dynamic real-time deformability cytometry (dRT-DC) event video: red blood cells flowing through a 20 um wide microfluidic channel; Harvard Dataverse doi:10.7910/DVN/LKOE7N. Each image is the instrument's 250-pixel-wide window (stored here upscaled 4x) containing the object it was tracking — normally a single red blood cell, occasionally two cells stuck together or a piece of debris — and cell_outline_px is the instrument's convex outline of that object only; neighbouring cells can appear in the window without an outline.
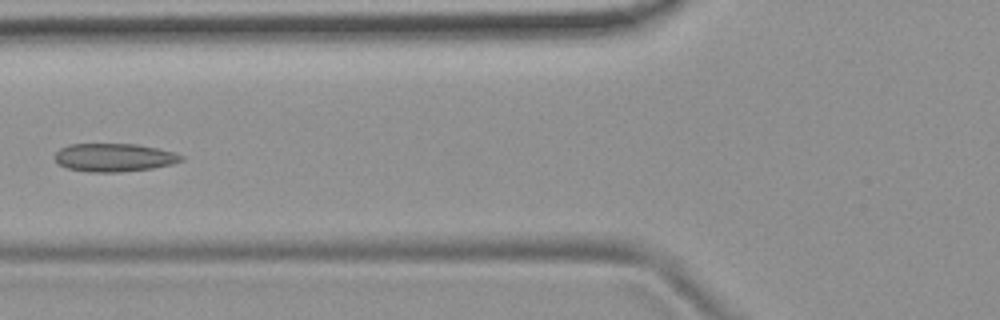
{"species": "common noctule bat (a hibernating species)", "species_latin": "Nyctalus noctula", "temperature_condition": "room temperature", "stored_images_in_passage": 6, "camera_frame_rate_fps": 3000, "um_per_image_px": 0.085, "animal": {"sex": "female", "body_mass_g": 19.9}, "frame": {"image": 1, "passage_image": 5, "time_ms": 5.667, "image_size_px": [1000, 320], "cell_outline_px": [[184, 160], [172, 164], [152, 168], [120, 172], [88, 172], [68, 168], [60, 164], [56, 160], [56, 152], [60, 148], [68, 144], [136, 144], [156, 148], [172, 152], [184, 156]], "centroid_in_image_um": [9.71, 13.39], "position_along_channel_um": 116.1, "area_um2": 20.63}}
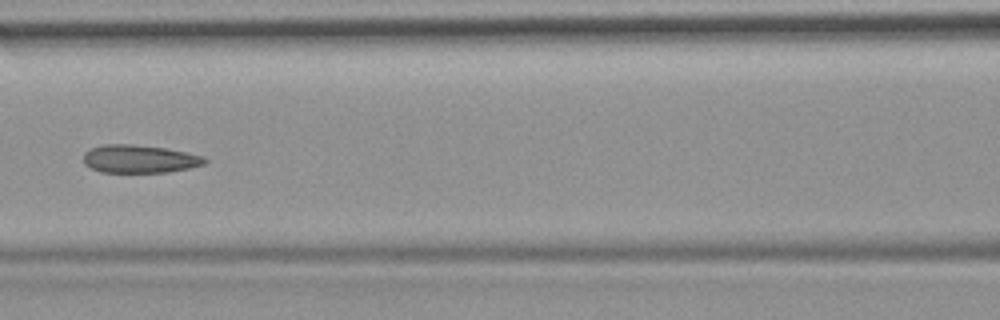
{"frame": {"image": 2, "passage_image": 6, "time_ms": 6.667, "image_size_px": [1000, 320], "cell_outline_px": [[208, 160], [204, 164], [188, 168], [168, 172], [100, 172], [84, 164], [84, 152], [92, 148], [104, 144], [132, 144], [164, 148], [204, 156]], "centroid_in_image_um": [11.84, 13.51], "position_along_channel_um": 154.8, "area_um2": 19.65}}